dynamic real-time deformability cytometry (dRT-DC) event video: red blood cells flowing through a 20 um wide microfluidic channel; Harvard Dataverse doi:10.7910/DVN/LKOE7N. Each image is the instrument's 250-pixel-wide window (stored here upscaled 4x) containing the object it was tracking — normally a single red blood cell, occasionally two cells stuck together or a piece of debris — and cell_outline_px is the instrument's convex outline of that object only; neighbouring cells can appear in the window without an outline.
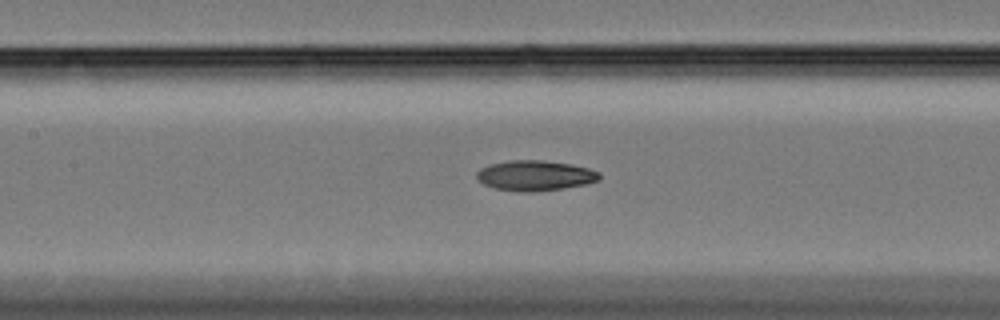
{"species": "Egyptian fruit bat (a non-hibernating species)", "species_latin": "Rousettus aegyptiacus", "temperature_condition": "cold", "stored_images_in_passage": 61, "camera_frame_rate_fps": 3000, "um_per_image_px": 0.085, "animal": {"sex": "female"}, "frame": {"image": 1, "passage_image": 29, "time_ms": 9.333, "image_size_px": [1000, 320], "cell_outline_px": [[600, 180], [584, 184], [564, 188], [536, 192], [520, 192], [496, 188], [484, 184], [476, 176], [476, 172], [480, 168], [492, 164], [508, 160], [540, 160], [572, 164], [588, 168], [600, 172]], "centroid_in_image_um": [45.5, 14.92], "position_along_channel_um": 161.9, "area_um2": 21.62}}
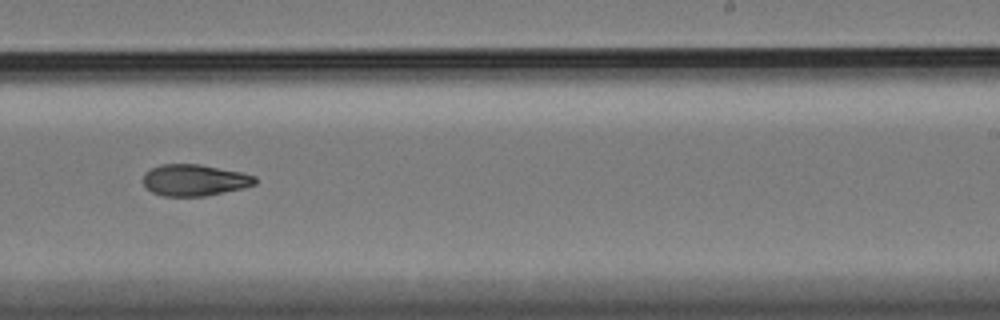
{"frame": {"image": 2, "passage_image": 39, "time_ms": 12.667, "image_size_px": [1000, 320], "cell_outline_px": [[256, 184], [244, 188], [204, 196], [164, 196], [152, 192], [144, 184], [144, 172], [160, 164], [200, 164], [244, 172], [256, 176]], "centroid_in_image_um": [16.57, 15.3], "position_along_channel_um": 272.4, "area_um2": 20.63}}
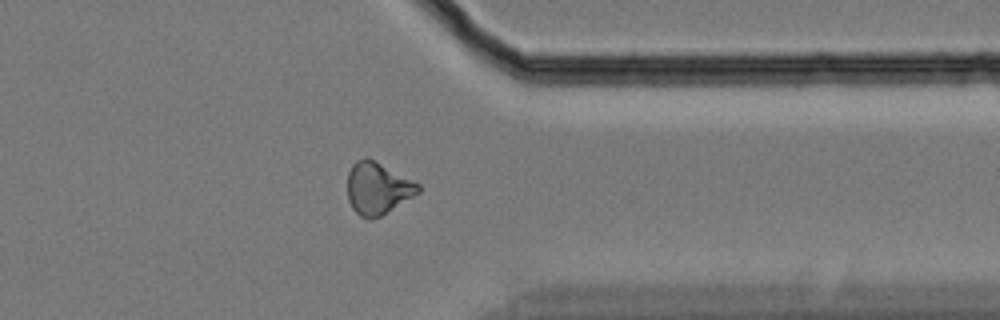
{"frame": {"image": 3, "passage_image": 49, "time_ms": 16.0, "image_size_px": [1000, 320], "cell_outline_px": [[420, 192], [380, 216], [360, 216], [352, 208], [348, 200], [348, 172], [352, 164], [356, 160], [364, 156], [368, 156], [420, 184]], "centroid_in_image_um": [32.09, 15.95], "position_along_channel_um": 379.3, "area_um2": 21.27}, "authors_computed_cell_mechanics": {"area_um2": 20.8658, "velocity_mm_per_s": 3.3307, "shape_relaxation_time_tau1_ms": 8.3021, "shape_relaxation_time_tau2_ms": null, "deformation_change_tau1": 0.1717, "deformation_change_tau2": null}}